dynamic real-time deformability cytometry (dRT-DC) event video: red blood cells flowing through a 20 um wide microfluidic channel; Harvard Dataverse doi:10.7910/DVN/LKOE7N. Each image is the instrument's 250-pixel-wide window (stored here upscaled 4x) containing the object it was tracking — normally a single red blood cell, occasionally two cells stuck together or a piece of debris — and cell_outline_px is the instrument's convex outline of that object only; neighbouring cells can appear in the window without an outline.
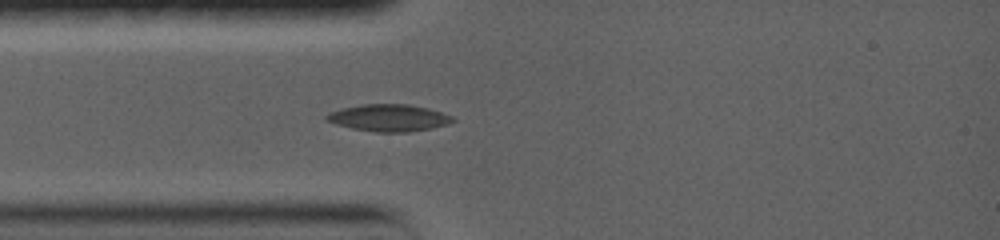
{"species": "common noctule bat (a hibernating species)", "species_latin": "Nyctalus noctula", "temperature_condition": "warm", "stored_images_in_passage": 48, "camera_frame_rate_fps": 5000, "um_per_image_px": 0.085, "animal": {"sex": "female", "body_mass_g": 19.0, "forearm_length_mm": 56.7}, "frame": {"image": 1, "passage_image": 6, "time_ms": 2.6, "image_size_px": [1000, 240], "cell_outline_px": [[456, 120], [432, 128], [408, 132], [376, 132], [352, 128], [336, 124], [324, 120], [324, 116], [332, 112], [344, 108], [364, 104], [408, 104], [428, 108], [452, 116]], "centroid_in_image_um": [33.03, 10.02], "position_along_channel_um": 52.0, "area_um2": 19.59}}
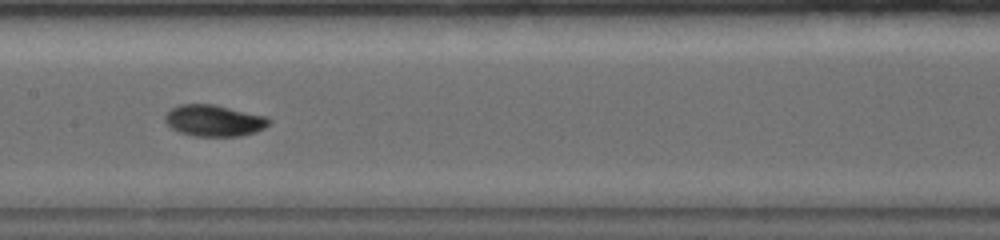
{"frame": {"image": 2, "passage_image": 14, "time_ms": 6.4, "image_size_px": [1000, 240], "cell_outline_px": [[272, 120], [264, 128], [256, 132], [240, 136], [192, 136], [180, 132], [172, 128], [164, 120], [164, 116], [172, 108], [180, 104], [212, 104], [268, 116]], "centroid_in_image_um": [18.22, 10.25], "position_along_channel_um": 189.2, "area_um2": 19.07}}
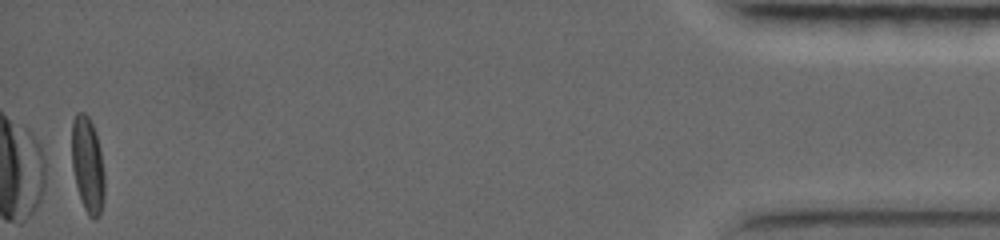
{"frame": {"image": 3, "passage_image": 46, "time_ms": 16.4, "image_size_px": [1000, 240], "cell_outline_px": [[104, 200], [100, 216], [96, 220], [92, 220], [88, 216], [84, 208], [76, 184], [72, 168], [72, 120], [76, 112], [84, 112], [88, 116], [96, 132], [100, 148], [104, 172]], "centroid_in_image_um": [7.46, 14.03], "position_along_channel_um": 427.7, "area_um2": 18.55}, "authors_computed_cell_mechanics": {"area_um2": 18.3804, "velocity_mm_per_s": 3.6062, "shape_relaxation_time_tau1_ms": null, "shape_relaxation_time_tau2_ms": 4.0875, "deformation_change_tau1": null, "deformation_change_tau2": 0.0597}}